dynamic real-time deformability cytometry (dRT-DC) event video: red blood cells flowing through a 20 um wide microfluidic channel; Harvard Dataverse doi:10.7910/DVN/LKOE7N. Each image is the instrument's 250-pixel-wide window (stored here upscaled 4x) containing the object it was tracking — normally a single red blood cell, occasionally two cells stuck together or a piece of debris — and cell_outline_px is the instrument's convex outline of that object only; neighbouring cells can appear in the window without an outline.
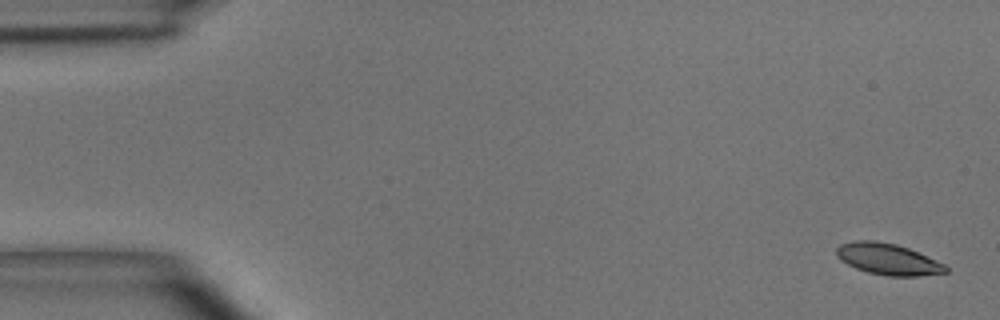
{"species": "common noctule bat (a hibernating species)", "species_latin": "Nyctalus noctula", "temperature_condition": "room temperature", "stored_images_in_passage": 50, "camera_frame_rate_fps": 3000, "um_per_image_px": 0.085, "animal": {"sex": "male", "body_mass_g": 15.6}, "frame": {"image": 1, "passage_image": 1, "time_ms": 0.0, "image_size_px": [1000, 320], "cell_outline_px": [[948, 272], [920, 276], [888, 276], [868, 272], [856, 268], [840, 260], [836, 256], [836, 248], [840, 244], [852, 240], [876, 240], [896, 244], [908, 248], [944, 264], [948, 268]], "centroid_in_image_um": [75.44, 22.02], "position_along_channel_um": 9.6, "area_um2": 19.94}}
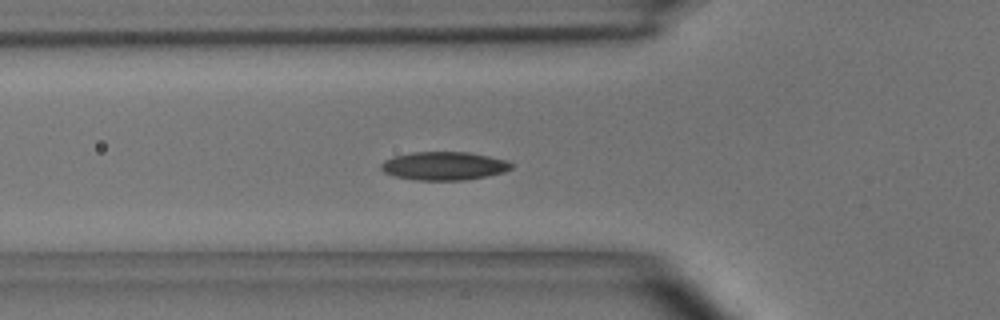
{"frame": {"image": 2, "passage_image": 17, "time_ms": 5.333, "image_size_px": [1000, 320], "cell_outline_px": [[516, 164], [512, 168], [504, 172], [488, 176], [464, 180], [416, 180], [392, 176], [384, 172], [380, 168], [380, 164], [384, 160], [392, 156], [412, 152], [468, 152], [508, 160]], "centroid_in_image_um": [37.74, 14.1], "position_along_channel_um": 88.1, "area_um2": 21.85}}
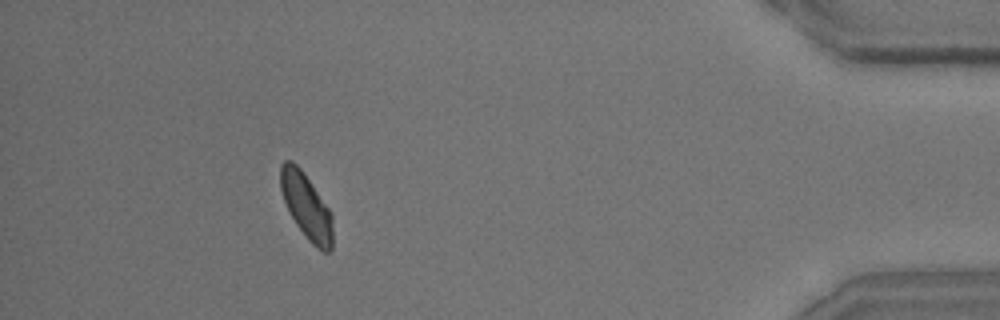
{"frame": {"image": 3, "passage_image": 46, "time_ms": 15.0, "image_size_px": [1000, 320], "cell_outline_px": [[332, 248], [328, 252], [324, 252], [316, 248], [308, 240], [296, 224], [284, 200], [280, 188], [280, 164], [284, 160], [292, 160], [300, 168], [332, 212]], "centroid_in_image_um": [26.04, 17.53], "position_along_channel_um": 409.2, "area_um2": 19.83}, "authors_computed_cell_mechanics": {"area_um2": 20.519, "velocity_mm_per_s": 3.8978, "shape_relaxation_time_tau1_ms": 2.8093, "shape_relaxation_time_tau2_ms": 3.7756, "deformation_change_tau1": 0.0919, "deformation_change_tau2": 0.0744}}